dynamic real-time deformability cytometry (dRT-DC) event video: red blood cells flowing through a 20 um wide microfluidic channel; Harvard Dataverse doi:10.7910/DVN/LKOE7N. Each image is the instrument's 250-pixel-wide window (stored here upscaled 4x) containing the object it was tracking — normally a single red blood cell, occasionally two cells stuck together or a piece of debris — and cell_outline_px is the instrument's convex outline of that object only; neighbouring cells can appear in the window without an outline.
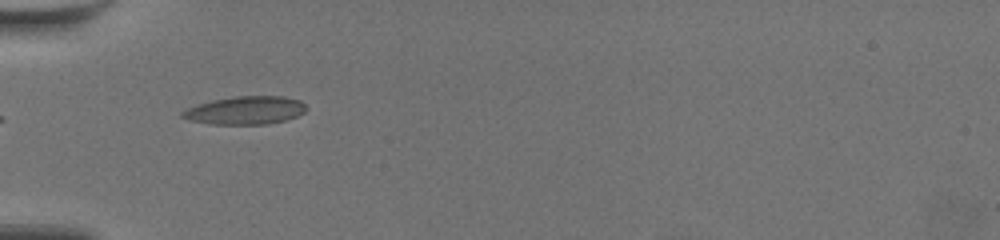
{"species": "common noctule bat (a hibernating species)", "species_latin": "Nyctalus noctula", "temperature_condition": "warm", "stored_images_in_passage": 4, "camera_frame_rate_fps": 3000, "um_per_image_px": 0.085, "animal": {"sex": "female", "body_mass_g": 19.5, "forearm_length_mm": 54.1}, "frame": {"image": 1, "passage_image": 1, "time_ms": 0.0, "image_size_px": [1000, 240], "cell_outline_px": [[308, 108], [304, 112], [296, 116], [284, 120], [268, 124], [208, 124], [188, 120], [180, 116], [180, 112], [188, 108], [212, 100], [236, 96], [284, 96], [300, 100]], "centroid_in_image_um": [20.85, 9.38], "position_along_channel_um": 64.1, "area_um2": 20.29}}